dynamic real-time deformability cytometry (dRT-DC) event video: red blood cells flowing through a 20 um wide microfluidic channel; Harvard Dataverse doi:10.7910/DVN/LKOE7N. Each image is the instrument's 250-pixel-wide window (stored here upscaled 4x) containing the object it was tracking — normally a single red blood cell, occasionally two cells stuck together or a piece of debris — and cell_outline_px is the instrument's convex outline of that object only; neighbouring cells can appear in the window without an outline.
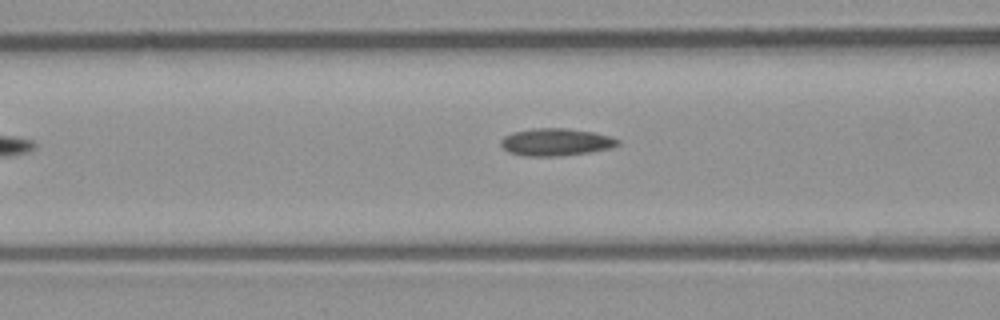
{"species": "common noctule bat (a hibernating species)", "species_latin": "Nyctalus noctula", "temperature_condition": "room temperature", "stored_images_in_passage": 21, "camera_frame_rate_fps": 3000, "um_per_image_px": 0.085, "animal": {"sex": "male", "body_mass_g": 23.1, "forearm_length_mm": 52.7}, "frame": {"image": 1, "passage_image": 7, "time_ms": 2.0, "image_size_px": [1000, 320], "cell_outline_px": [[620, 144], [612, 148], [588, 152], [560, 156], [524, 156], [508, 152], [500, 144], [500, 140], [504, 136], [512, 132], [532, 128], [564, 128], [592, 132], [608, 136], [620, 140]], "centroid_in_image_um": [47.22, 12.08], "position_along_channel_um": 119.4, "area_um2": 18.67}}
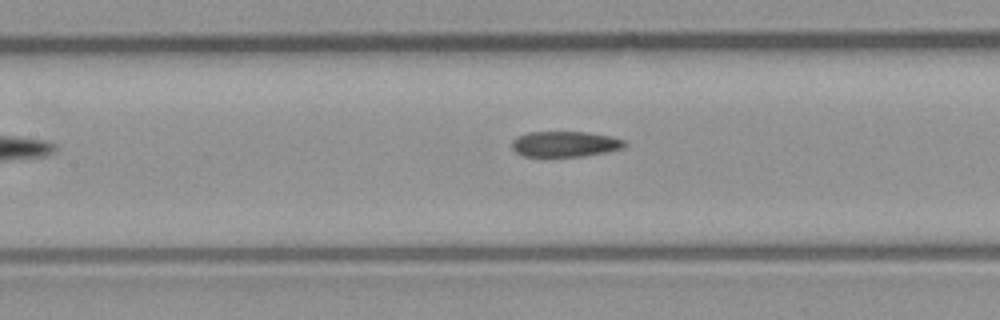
{"frame": {"image": 2, "passage_image": 10, "time_ms": 3.0, "image_size_px": [1000, 320], "cell_outline_px": [[628, 144], [624, 148], [604, 152], [580, 156], [524, 156], [516, 152], [512, 148], [512, 140], [516, 136], [528, 132], [584, 132], [612, 136], [624, 140]], "centroid_in_image_um": [48.02, 12.23], "position_along_channel_um": 159.4, "area_um2": 16.76}}